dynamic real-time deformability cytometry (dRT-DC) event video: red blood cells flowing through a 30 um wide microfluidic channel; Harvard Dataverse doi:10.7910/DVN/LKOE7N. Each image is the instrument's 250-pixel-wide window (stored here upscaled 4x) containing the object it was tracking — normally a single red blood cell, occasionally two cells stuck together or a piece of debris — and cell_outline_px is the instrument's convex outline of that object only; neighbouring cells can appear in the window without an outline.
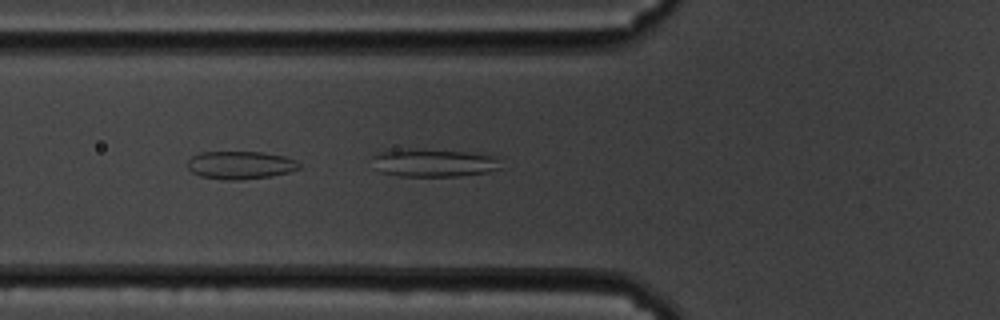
{"species": "common noctule bat (a hibernating species)", "species_latin": "Nyctalus noctula", "temperature_condition": "cold", "stored_images_in_passage": 13, "camera_frame_rate_fps": 3000, "um_per_image_px": 0.085, "animal": {"sex": "male", "body_mass_g": 19.5, "forearm_length_mm": 54.6}, "frame": {"image": 1, "passage_image": 11, "time_ms": 3.333, "image_size_px": [1000, 320], "cell_outline_px": [[300, 168], [288, 172], [272, 176], [240, 180], [224, 180], [200, 176], [192, 172], [188, 168], [188, 160], [192, 156], [200, 152], [260, 152], [284, 156], [296, 160], [300, 164]], "centroid_in_image_um": [20.42, 14.04], "position_along_channel_um": 105.4, "area_um2": 18.21}}